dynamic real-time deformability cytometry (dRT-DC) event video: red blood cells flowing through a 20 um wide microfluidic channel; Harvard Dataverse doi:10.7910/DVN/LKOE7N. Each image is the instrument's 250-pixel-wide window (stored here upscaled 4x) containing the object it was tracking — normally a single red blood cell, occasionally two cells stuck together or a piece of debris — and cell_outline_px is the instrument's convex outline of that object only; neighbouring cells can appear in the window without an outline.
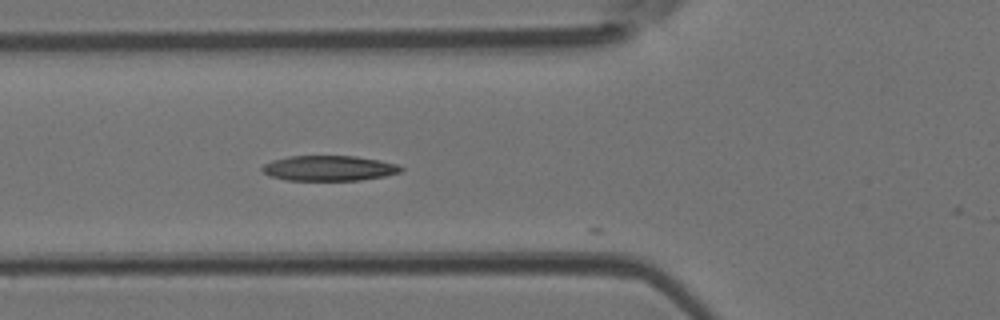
{"species": "Egyptian fruit bat (a non-hibernating species)", "species_latin": "Rousettus aegyptiacus", "temperature_condition": "room temperature", "stored_images_in_passage": 11, "camera_frame_rate_fps": 3000, "um_per_image_px": 0.085, "animal": {"sex": "female"}, "frame": {"image": 1, "passage_image": 10, "time_ms": 3.0, "image_size_px": [1000, 320], "cell_outline_px": [[404, 168], [400, 172], [384, 176], [360, 180], [288, 180], [268, 176], [260, 168], [264, 164], [272, 160], [288, 156], [356, 156], [380, 160], [396, 164]], "centroid_in_image_um": [27.94, 14.29], "position_along_channel_um": 97.9, "area_um2": 20.4}}